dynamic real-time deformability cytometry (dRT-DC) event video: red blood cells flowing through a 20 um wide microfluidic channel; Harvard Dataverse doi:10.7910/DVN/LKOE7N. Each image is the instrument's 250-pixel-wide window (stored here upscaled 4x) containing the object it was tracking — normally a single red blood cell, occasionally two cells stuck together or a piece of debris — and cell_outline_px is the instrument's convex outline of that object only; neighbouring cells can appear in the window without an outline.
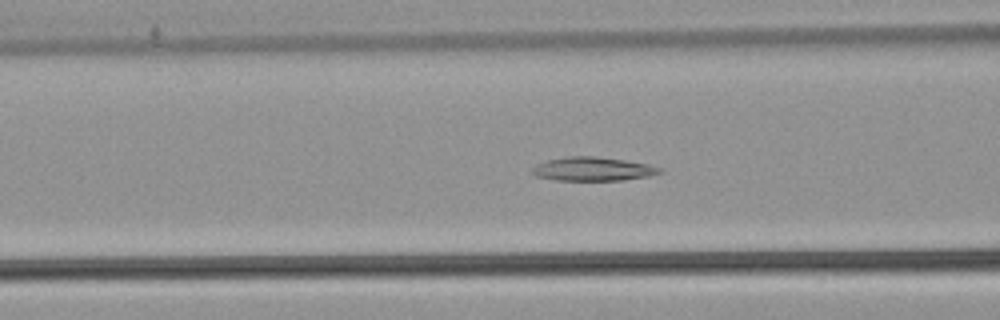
{"species": "common noctule bat (a hibernating species)", "species_latin": "Nyctalus noctula", "temperature_condition": "warm", "stored_images_in_passage": 55, "camera_frame_rate_fps": 3000, "um_per_image_px": 0.085, "animal": {"sex": "male", "body_mass_g": 21.5, "forearm_length_mm": 52.0}, "frame": {"image": 1, "passage_image": 23, "time_ms": 7.333, "image_size_px": [1000, 320], "cell_outline_px": [[664, 172], [648, 176], [624, 180], [556, 180], [536, 176], [532, 172], [532, 168], [536, 164], [548, 160], [568, 156], [596, 156], [624, 160], [648, 164], [664, 168]], "centroid_in_image_um": [50.43, 14.36], "position_along_channel_um": 116.2, "area_um2": 17.69}}
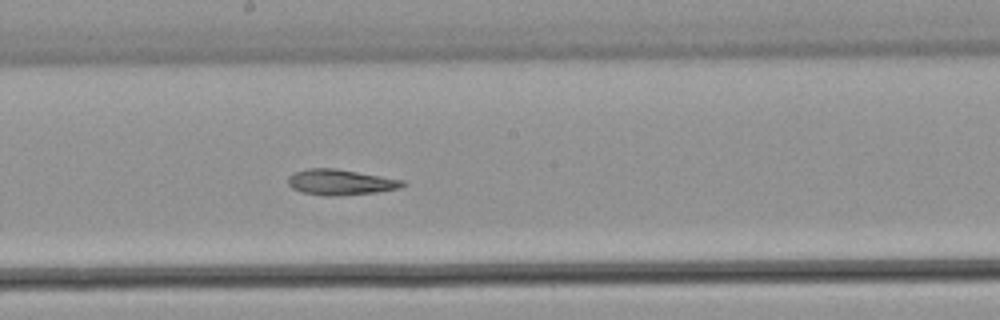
{"frame": {"image": 2, "passage_image": 31, "time_ms": 10.0, "image_size_px": [1000, 320], "cell_outline_px": [[408, 184], [400, 188], [376, 192], [336, 196], [324, 196], [300, 192], [292, 188], [288, 184], [288, 176], [296, 172], [308, 168], [336, 168], [404, 180]], "centroid_in_image_um": [28.94, 15.49], "position_along_channel_um": 219.3, "area_um2": 17.22}}
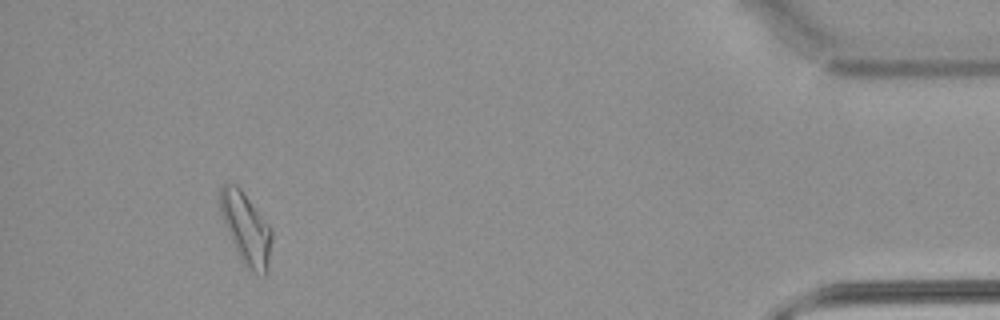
{"frame": {"image": 3, "passage_image": 51, "time_ms": 16.667, "image_size_px": [1000, 320], "cell_outline_px": [[272, 240], [268, 264], [264, 276], [248, 272], [240, 260], [224, 224], [220, 212], [220, 188], [224, 184], [236, 184], [240, 188], [272, 228]], "centroid_in_image_um": [20.92, 19.47], "position_along_channel_um": 414.3, "area_um2": 21.62}, "authors_computed_cell_mechanics": {"area_um2": 19.1896, "velocity_mm_per_s": 3.8646, "shape_relaxation_time_tau1_ms": null, "shape_relaxation_time_tau2_ms": 5.8023, "deformation_change_tau1": null, "deformation_change_tau2": 0.1529}}